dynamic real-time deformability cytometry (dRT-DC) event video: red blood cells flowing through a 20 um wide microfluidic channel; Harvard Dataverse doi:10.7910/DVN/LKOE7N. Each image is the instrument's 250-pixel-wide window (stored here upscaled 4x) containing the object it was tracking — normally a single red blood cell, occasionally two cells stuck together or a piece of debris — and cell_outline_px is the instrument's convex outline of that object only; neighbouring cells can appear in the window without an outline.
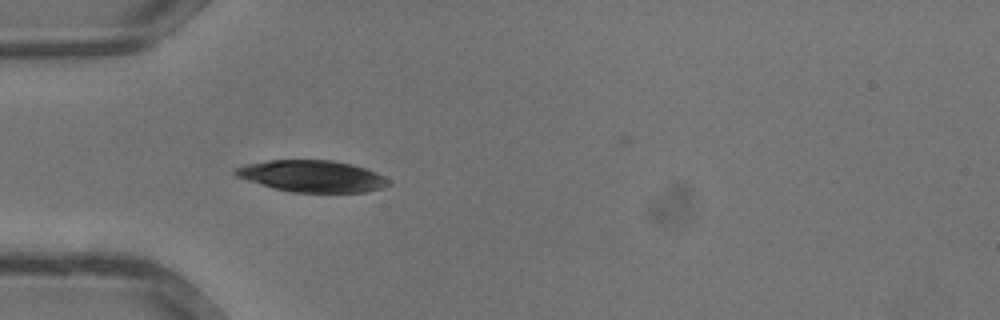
{"species": "common noctule bat (a hibernating species)", "species_latin": "Nyctalus noctula", "temperature_condition": "warm", "stored_images_in_passage": 25, "camera_frame_rate_fps": 3000, "um_per_image_px": 0.085, "animal": {"sex": "male", "body_mass_g": 13.3}, "frame": {"image": 1, "passage_image": 1, "time_ms": 0.0, "image_size_px": [1000, 320], "cell_outline_px": [[392, 184], [380, 188], [364, 192], [292, 192], [276, 188], [248, 180], [236, 176], [232, 172], [236, 168], [248, 164], [268, 160], [332, 160], [352, 164], [376, 172], [384, 176]], "centroid_in_image_um": [26.56, 14.97], "position_along_channel_um": 58.4, "area_um2": 27.92}}
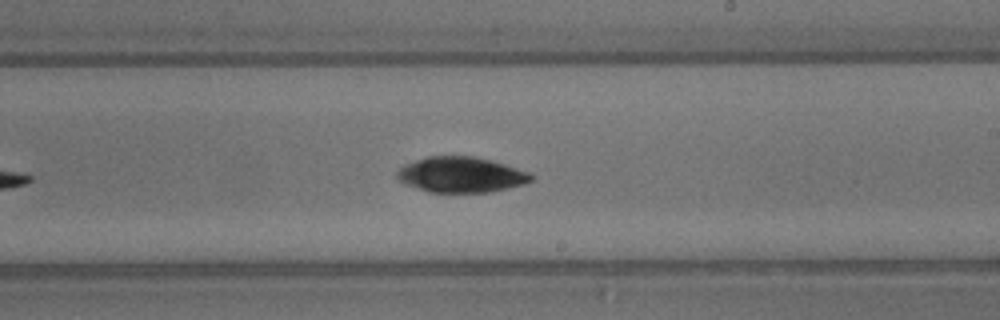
{"frame": {"image": 2, "passage_image": 11, "time_ms": 3.333, "image_size_px": [1000, 320], "cell_outline_px": [[532, 180], [524, 184], [508, 188], [488, 192], [432, 192], [408, 184], [400, 180], [396, 176], [396, 172], [404, 164], [428, 156], [472, 156], [504, 164], [528, 172], [532, 176]], "centroid_in_image_um": [39.19, 14.84], "position_along_channel_um": 249.8, "area_um2": 27.22}}
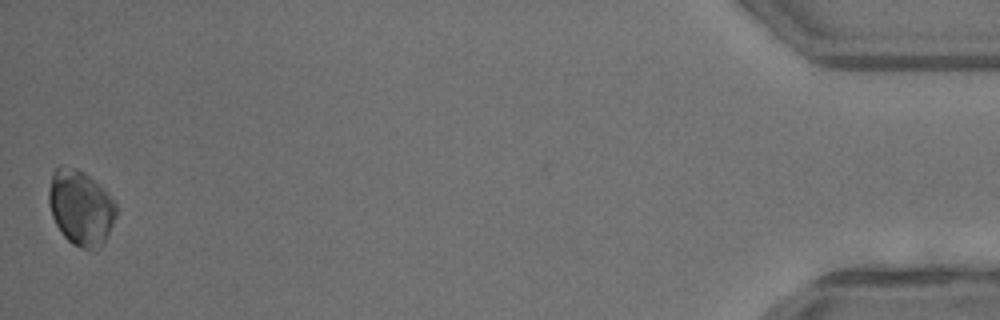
{"frame": {"image": 3, "passage_image": 25, "time_ms": 8.0, "image_size_px": [1000, 320], "cell_outline_px": [[116, 216], [100, 248], [96, 252], [92, 252], [80, 248], [72, 244], [64, 236], [56, 224], [52, 216], [48, 200], [48, 192], [52, 172], [56, 168], [84, 172], [116, 204]], "centroid_in_image_um": [6.84, 17.75], "position_along_channel_um": 428.4, "area_um2": 28.73}}